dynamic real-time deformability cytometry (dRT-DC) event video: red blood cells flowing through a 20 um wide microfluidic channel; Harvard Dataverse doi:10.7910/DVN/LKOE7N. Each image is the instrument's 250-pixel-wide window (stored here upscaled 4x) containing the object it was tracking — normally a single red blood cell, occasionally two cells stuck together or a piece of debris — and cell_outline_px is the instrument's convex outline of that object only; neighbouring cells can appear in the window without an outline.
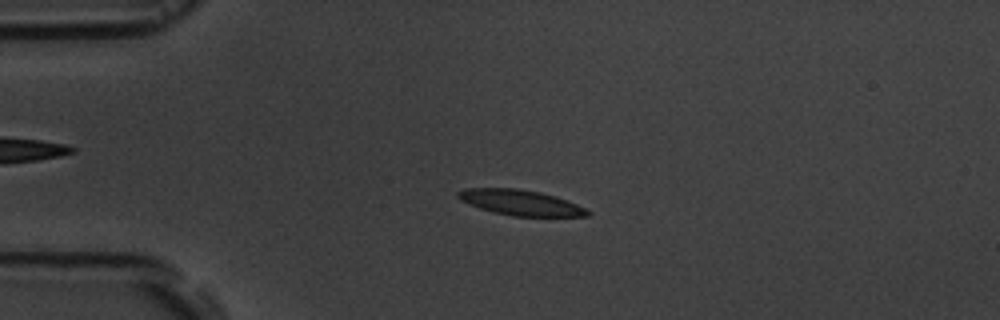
{"species": "common noctule bat (a hibernating species)", "species_latin": "Nyctalus noctula", "temperature_condition": "room temperature", "stored_images_in_passage": 6, "camera_frame_rate_fps": 3000, "um_per_image_px": 0.085, "animal": {"sex": "male", "body_mass_g": 19.5, "forearm_length_mm": 54.6}, "frame": {"image": 1, "passage_image": 5, "time_ms": 5.667, "image_size_px": [1000, 320], "cell_outline_px": [[592, 212], [588, 216], [512, 216], [492, 212], [468, 204], [460, 200], [456, 196], [456, 192], [464, 188], [516, 188], [540, 192], [556, 196], [588, 208]], "centroid_in_image_um": [44.25, 17.22], "position_along_channel_um": 40.8, "area_um2": 19.42}}